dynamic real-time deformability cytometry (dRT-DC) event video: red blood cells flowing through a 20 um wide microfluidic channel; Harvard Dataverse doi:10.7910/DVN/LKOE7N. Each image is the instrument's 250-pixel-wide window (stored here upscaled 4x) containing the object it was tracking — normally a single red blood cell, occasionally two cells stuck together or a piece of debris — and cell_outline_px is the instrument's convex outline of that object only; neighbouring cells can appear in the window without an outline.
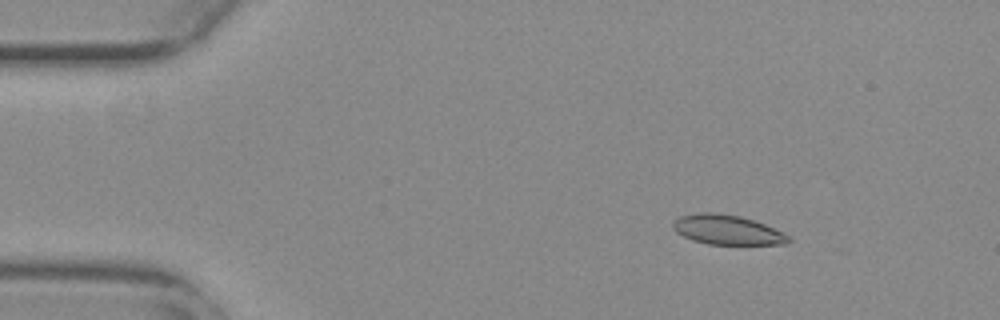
{"species": "common noctule bat (a hibernating species)", "species_latin": "Nyctalus noctula", "temperature_condition": "warm", "stored_images_in_passage": 16, "camera_frame_rate_fps": 3000, "um_per_image_px": 0.085, "animal": {"sex": "female", "body_mass_g": 29.2, "forearm_length_mm": 56.3}, "frame": {"image": 1, "passage_image": 7, "time_ms": 2.0, "image_size_px": [1000, 320], "cell_outline_px": [[792, 240], [788, 244], [708, 244], [692, 240], [676, 232], [672, 228], [672, 224], [680, 216], [700, 212], [716, 212], [740, 216], [764, 224], [788, 236]], "centroid_in_image_um": [61.78, 19.53], "position_along_channel_um": 23.2, "area_um2": 19.77}}